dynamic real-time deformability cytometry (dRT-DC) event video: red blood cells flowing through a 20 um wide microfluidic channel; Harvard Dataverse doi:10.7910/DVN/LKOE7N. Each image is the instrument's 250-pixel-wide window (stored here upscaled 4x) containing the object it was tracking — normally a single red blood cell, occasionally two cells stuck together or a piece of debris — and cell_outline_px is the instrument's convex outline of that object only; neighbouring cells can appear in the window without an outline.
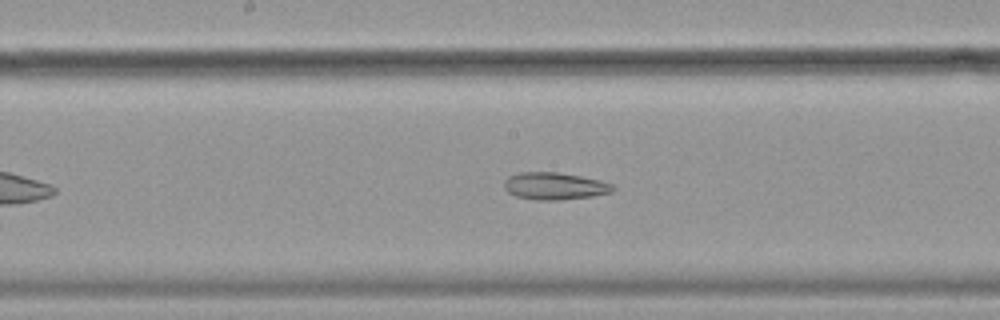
{"species": "common noctule bat (a hibernating species)", "species_latin": "Nyctalus noctula", "temperature_condition": "cold", "stored_images_in_passage": 48, "camera_frame_rate_fps": 3000, "um_per_image_px": 0.085, "animal": {"sex": "female", "body_mass_g": 19.9}, "frame": {"image": 1, "passage_image": 21, "time_ms": 6.667, "image_size_px": [1000, 320], "cell_outline_px": [[616, 188], [612, 192], [592, 196], [560, 200], [536, 200], [516, 196], [508, 192], [504, 188], [504, 180], [508, 176], [520, 172], [556, 172], [580, 176], [600, 180], [612, 184]], "centroid_in_image_um": [47.13, 15.81], "position_along_channel_um": 201.1, "area_um2": 17.28}, "authors_computed_cell_mechanics": {"area_um2": 23.12, "velocity_mm_per_s": 3.5495, "shape_relaxation_time_tau1_ms": null, "shape_relaxation_time_tau2_ms": 4.8234, "deformation_change_tau1": null, "deformation_change_tau2": 0.1189}}